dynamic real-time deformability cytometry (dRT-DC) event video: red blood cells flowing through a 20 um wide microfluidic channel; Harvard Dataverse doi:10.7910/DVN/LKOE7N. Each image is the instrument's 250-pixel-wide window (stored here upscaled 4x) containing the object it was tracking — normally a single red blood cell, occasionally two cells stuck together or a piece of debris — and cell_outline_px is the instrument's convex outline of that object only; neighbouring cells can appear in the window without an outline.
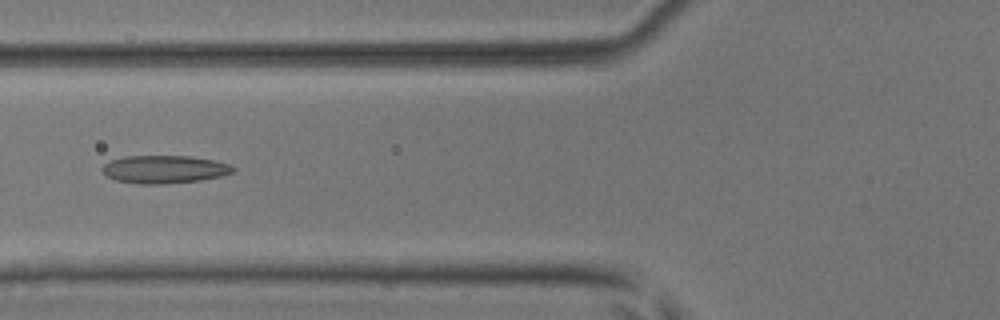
{"species": "common noctule bat (a hibernating species)", "species_latin": "Nyctalus noctula", "temperature_condition": "room temperature", "stored_images_in_passage": 50, "camera_frame_rate_fps": 3000, "um_per_image_px": 0.085, "animal": {"sex": "male", "body_mass_g": 17.9, "forearm_length_mm": 54.2}, "frame": {"image": 1, "passage_image": 20, "time_ms": 6.333, "image_size_px": [1000, 320], "cell_outline_px": [[236, 168], [232, 172], [220, 176], [200, 180], [164, 184], [140, 184], [116, 180], [108, 176], [100, 168], [104, 164], [112, 160], [124, 156], [192, 156], [232, 164]], "centroid_in_image_um": [13.98, 14.39], "position_along_channel_um": 111.8, "area_um2": 21.21}}
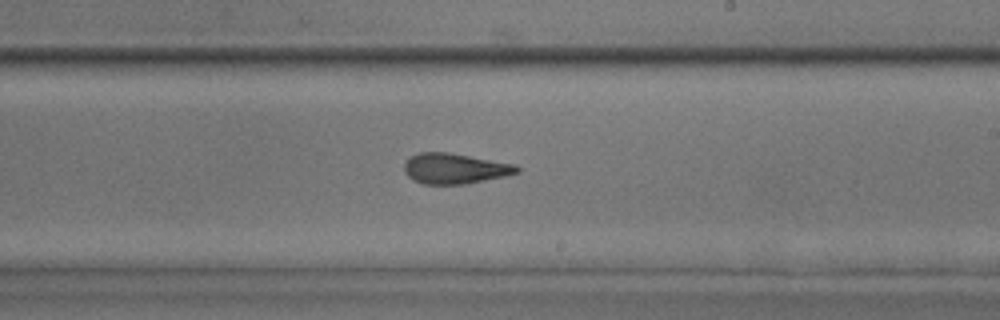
{"frame": {"image": 2, "passage_image": 30, "time_ms": 9.667, "image_size_px": [1000, 320], "cell_outline_px": [[520, 172], [504, 176], [464, 184], [424, 184], [412, 180], [404, 172], [404, 164], [412, 156], [420, 152], [448, 152], [516, 164], [520, 168]], "centroid_in_image_um": [38.66, 14.32], "position_along_channel_um": 250.3, "area_um2": 19.94}}
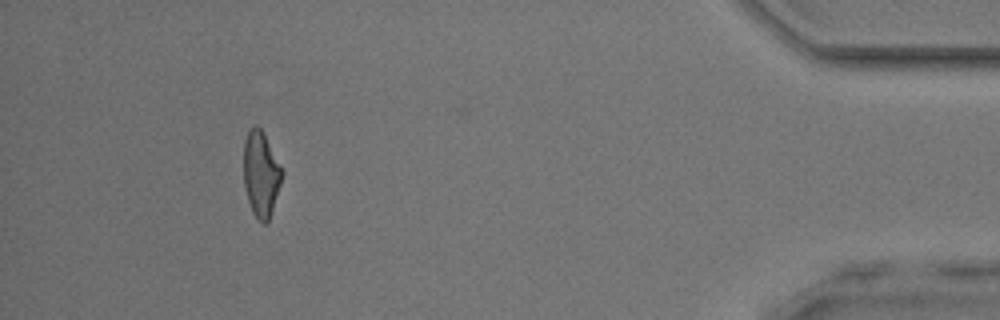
{"frame": {"image": 3, "passage_image": 46, "time_ms": 15.0, "image_size_px": [1000, 320], "cell_outline_px": [[284, 172], [268, 220], [264, 224], [252, 212], [244, 188], [244, 140], [248, 128], [252, 124], [256, 124], [260, 128]], "centroid_in_image_um": [22.15, 14.73], "position_along_channel_um": 413.0, "area_um2": 18.79}, "authors_computed_cell_mechanics": {"area_um2": 20.4901, "velocity_mm_per_s": 4.1724, "shape_relaxation_time_tau1_ms": 5.3234, "shape_relaxation_time_tau2_ms": 2.1665, "deformation_change_tau1": 0.1826, "deformation_change_tau2": 0.13}}